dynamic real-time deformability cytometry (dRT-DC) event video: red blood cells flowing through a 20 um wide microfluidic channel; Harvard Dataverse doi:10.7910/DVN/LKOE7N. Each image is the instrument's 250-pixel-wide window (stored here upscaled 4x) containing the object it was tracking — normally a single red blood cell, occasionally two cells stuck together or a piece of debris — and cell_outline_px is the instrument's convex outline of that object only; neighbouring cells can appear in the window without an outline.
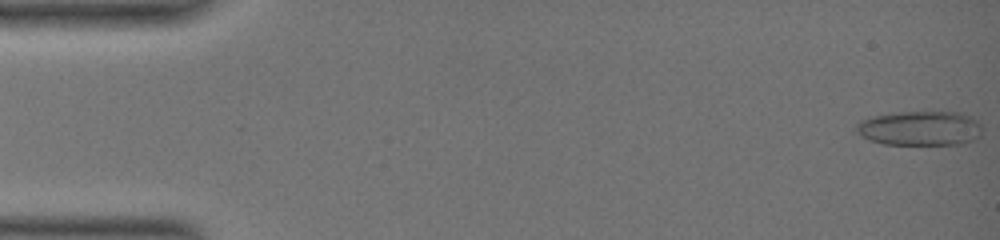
{"species": "common noctule bat (a hibernating species)", "species_latin": "Nyctalus noctula", "temperature_condition": "warm", "stored_images_in_passage": 52, "camera_frame_rate_fps": 3000, "um_per_image_px": 0.085, "animal": {"sex": "female", "body_mass_g": 19.0, "forearm_length_mm": 51.5}, "frame": {"image": 1, "passage_image": 1, "time_ms": 0.0, "image_size_px": [1000, 240], "cell_outline_px": [[980, 136], [964, 144], [884, 144], [868, 140], [860, 136], [856, 132], [856, 124], [860, 120], [876, 116], [896, 112], [964, 112], [972, 116], [980, 124]], "centroid_in_image_um": [78.2, 10.9], "position_along_channel_um": 6.8, "area_um2": 25.49}}
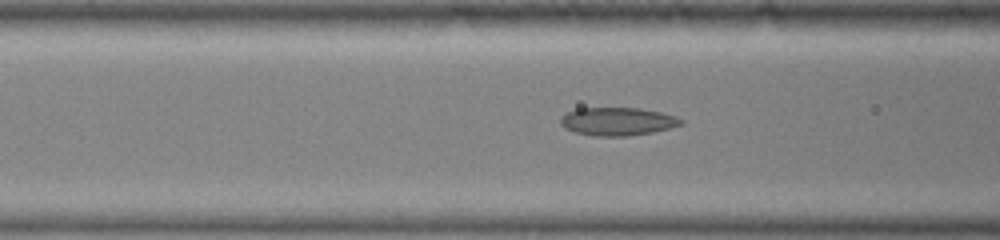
{"frame": {"image": 2, "passage_image": 24, "time_ms": 7.667, "image_size_px": [1000, 240], "cell_outline_px": [[684, 124], [652, 132], [628, 136], [592, 136], [576, 132], [560, 124], [560, 120], [568, 112], [576, 108], [640, 108], [660, 112], [676, 116], [684, 120]], "centroid_in_image_um": [52.53, 10.32], "position_along_channel_um": 114.1, "area_um2": 19.59}}
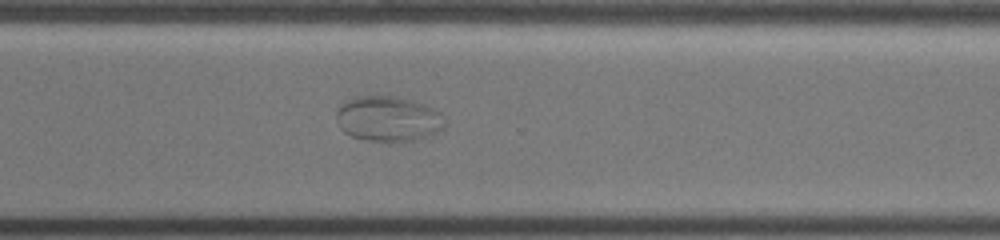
{"frame": {"image": 3, "passage_image": 44, "time_ms": 14.333, "image_size_px": [1000, 240], "cell_outline_px": [[444, 124], [436, 132], [412, 140], [392, 144], [388, 144], [364, 140], [352, 136], [344, 132], [340, 128], [336, 116], [336, 112], [348, 100], [356, 96], [392, 96], [424, 104], [432, 108], [436, 112]], "centroid_in_image_um": [32.91, 10.14], "position_along_channel_um": 337.7, "area_um2": 28.21}}